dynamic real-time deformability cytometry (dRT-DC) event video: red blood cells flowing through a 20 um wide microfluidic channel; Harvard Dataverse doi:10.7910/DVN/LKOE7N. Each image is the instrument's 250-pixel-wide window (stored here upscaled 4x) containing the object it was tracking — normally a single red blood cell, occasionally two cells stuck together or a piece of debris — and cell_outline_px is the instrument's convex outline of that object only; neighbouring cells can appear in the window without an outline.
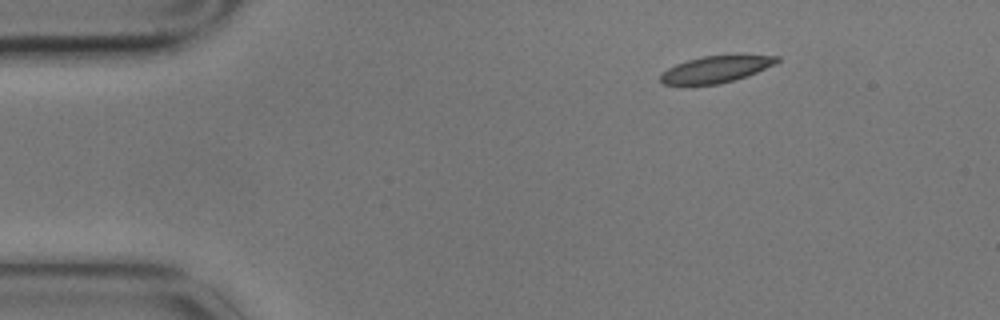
{"species": "common noctule bat (a hibernating species)", "species_latin": "Nyctalus noctula", "temperature_condition": "cold", "stored_images_in_passage": 3, "camera_frame_rate_fps": 3000, "um_per_image_px": 0.085, "animal": {"sex": "male", "body_mass_g": 17.9}, "frame": {"image": 1, "passage_image": 1, "time_ms": 0.0, "image_size_px": [1000, 320], "cell_outline_px": [[780, 60], [776, 64], [748, 76], [720, 84], [660, 84], [660, 72], [676, 64], [688, 60], [704, 56], [736, 52], [744, 52], [780, 56]], "centroid_in_image_um": [60.97, 5.82], "position_along_channel_um": 24.0, "area_um2": 19.07}}